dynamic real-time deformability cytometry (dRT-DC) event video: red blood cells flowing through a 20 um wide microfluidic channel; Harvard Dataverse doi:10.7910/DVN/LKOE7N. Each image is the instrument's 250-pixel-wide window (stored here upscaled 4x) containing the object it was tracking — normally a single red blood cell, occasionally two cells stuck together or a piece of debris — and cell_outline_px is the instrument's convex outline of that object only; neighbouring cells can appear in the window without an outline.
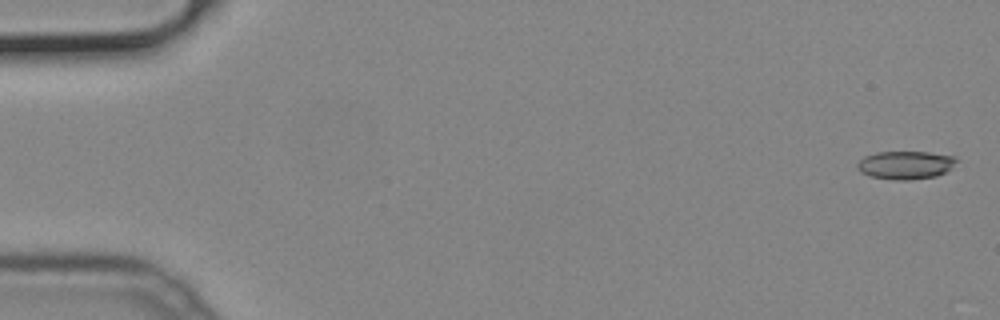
{"species": "common noctule bat (a hibernating species)", "species_latin": "Nyctalus noctula", "temperature_condition": "cold", "stored_images_in_passage": 8, "camera_frame_rate_fps": 3000, "um_per_image_px": 0.085, "animal": {"sex": "male", "body_mass_g": 19.2, "forearm_length_mm": 51.8}, "frame": {"image": 1, "passage_image": 2, "time_ms": 0.333, "image_size_px": [1000, 320], "cell_outline_px": [[956, 160], [944, 172], [936, 176], [908, 180], [892, 180], [872, 176], [860, 172], [856, 168], [856, 164], [864, 156], [876, 152], [928, 152], [956, 156]], "centroid_in_image_um": [76.9, 14.02], "position_along_channel_um": 8.1, "area_um2": 16.13}}